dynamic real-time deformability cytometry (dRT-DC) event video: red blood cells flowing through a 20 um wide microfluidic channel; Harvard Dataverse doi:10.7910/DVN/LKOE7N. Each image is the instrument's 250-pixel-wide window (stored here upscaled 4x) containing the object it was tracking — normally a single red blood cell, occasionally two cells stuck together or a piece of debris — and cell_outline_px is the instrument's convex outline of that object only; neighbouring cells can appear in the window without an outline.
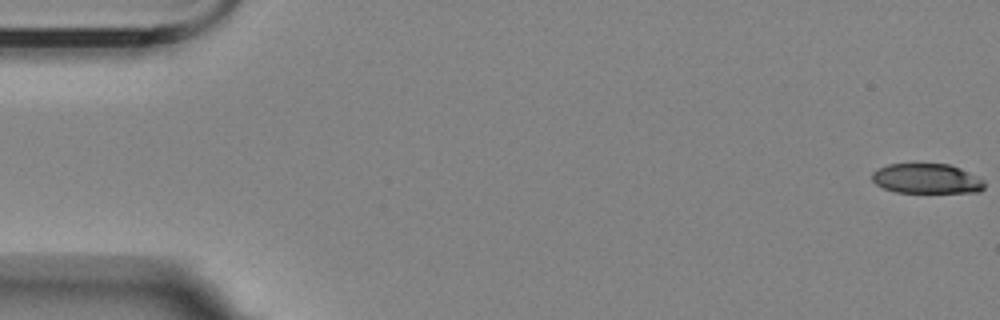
{"species": "Egyptian fruit bat (a non-hibernating species)", "species_latin": "Rousettus aegyptiacus", "temperature_condition": "room temperature", "stored_images_in_passage": 57, "camera_frame_rate_fps": 3000, "um_per_image_px": 0.085, "animal": {"sex": "female"}, "frame": {"image": 1, "passage_image": 1, "time_ms": 0.0, "image_size_px": [1000, 320], "cell_outline_px": [[984, 188], [980, 192], [896, 192], [884, 188], [876, 184], [872, 180], [872, 172], [888, 164], [916, 160], [948, 164], [960, 168], [984, 180]], "centroid_in_image_um": [78.73, 15.13], "position_along_channel_um": 6.3, "area_um2": 20.29}}
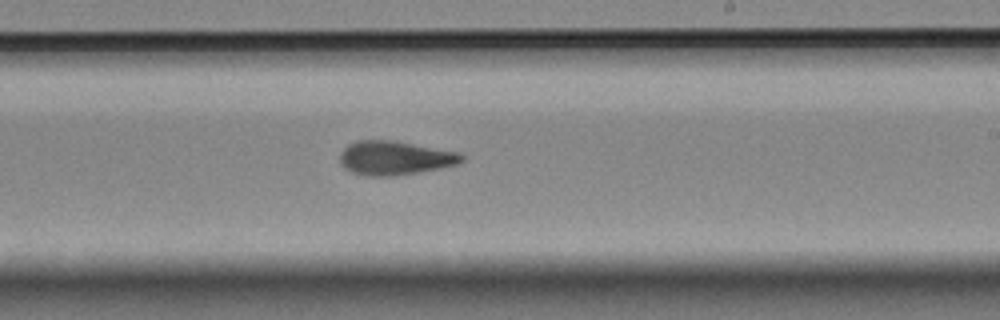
{"frame": {"image": 2, "passage_image": 34, "time_ms": 11.0, "image_size_px": [1000, 320], "cell_outline_px": [[464, 160], [456, 164], [440, 168], [416, 172], [388, 176], [368, 176], [352, 172], [344, 168], [340, 160], [340, 156], [344, 148], [348, 144], [356, 140], [392, 140], [460, 152], [464, 156]], "centroid_in_image_um": [33.56, 13.41], "position_along_channel_um": 255.4, "area_um2": 23.93}}
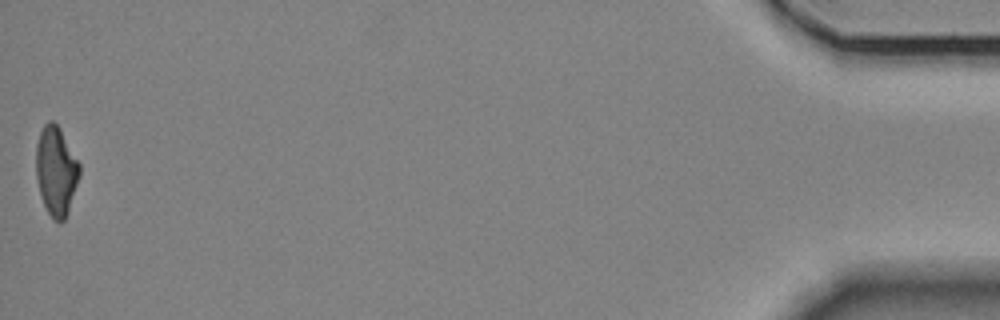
{"frame": {"image": 3, "passage_image": 57, "time_ms": 18.667, "image_size_px": [1000, 320], "cell_outline_px": [[80, 176], [68, 212], [64, 220], [60, 224], [52, 220], [44, 204], [40, 192], [36, 176], [36, 144], [40, 132], [44, 124], [48, 120], [52, 120], [60, 128], [80, 164]], "centroid_in_image_um": [4.77, 14.54], "position_along_channel_um": 430.4, "area_um2": 22.66}, "authors_computed_cell_mechanics": {"area_um2": 23.2934, "velocity_mm_per_s": 3.5218, "shape_relaxation_time_tau1_ms": 7.5868, "shape_relaxation_time_tau2_ms": 3.8792, "deformation_change_tau1": 0.2159, "deformation_change_tau2": 0.1121}}